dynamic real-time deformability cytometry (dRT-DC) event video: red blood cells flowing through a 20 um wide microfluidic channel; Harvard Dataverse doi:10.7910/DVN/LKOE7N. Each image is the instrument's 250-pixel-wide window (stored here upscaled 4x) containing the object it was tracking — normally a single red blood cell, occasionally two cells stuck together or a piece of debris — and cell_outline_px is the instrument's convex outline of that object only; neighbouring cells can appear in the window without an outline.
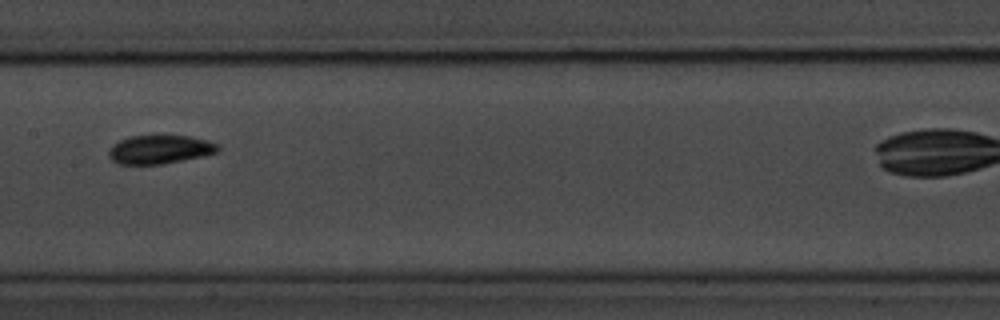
{"species": "common noctule bat (a hibernating species)", "species_latin": "Nyctalus noctula", "temperature_condition": "room temperature", "stored_images_in_passage": 10, "camera_frame_rate_fps": 3000, "um_per_image_px": 0.085, "animal": {"sex": "male", "body_mass_g": 20.1, "forearm_length_mm": 53.5}, "frame": {"image": 1, "passage_image": 4, "time_ms": 3.333, "image_size_px": [1000, 320], "cell_outline_px": [[220, 148], [216, 152], [204, 156], [164, 164], [120, 164], [112, 160], [108, 156], [108, 148], [112, 144], [128, 136], [188, 136], [204, 140], [216, 144]], "centroid_in_image_um": [13.53, 12.71], "position_along_channel_um": 193.9, "area_um2": 18.15}}